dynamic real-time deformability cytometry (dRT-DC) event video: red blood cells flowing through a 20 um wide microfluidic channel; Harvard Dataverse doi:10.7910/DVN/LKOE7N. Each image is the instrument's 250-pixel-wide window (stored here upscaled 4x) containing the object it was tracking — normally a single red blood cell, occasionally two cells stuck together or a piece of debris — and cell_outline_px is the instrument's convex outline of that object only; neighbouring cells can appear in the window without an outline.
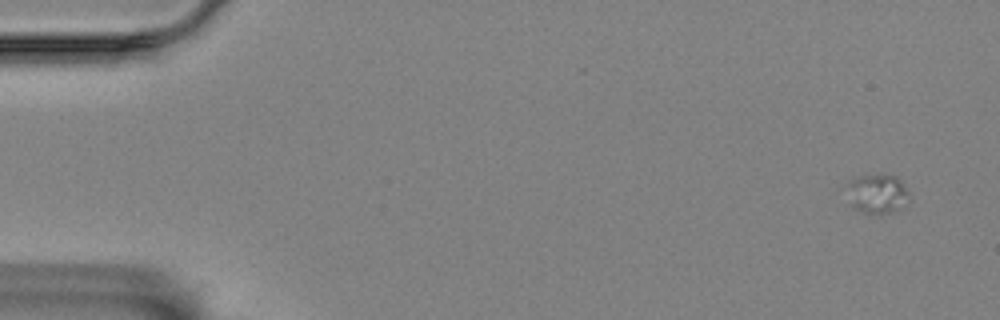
{"species": "Egyptian fruit bat (a non-hibernating species)", "species_latin": "Rousettus aegyptiacus", "temperature_condition": "room temperature", "stored_images_in_passage": 16, "segment_of_instrument_passage": [1, 2], "camera_frame_rate_fps": 3000, "um_per_image_px": 0.085, "animal": {"sex": "female"}, "frame": {"image": 1, "passage_image": 1, "time_ms": 0.0, "image_size_px": [1000, 320], "cell_outline_px": [[908, 192], [896, 208], [888, 212], [864, 212], [856, 208], [852, 204], [848, 184], [852, 180], [860, 176], [880, 172], [884, 172], [896, 176], [900, 180]], "centroid_in_image_um": [74.53, 16.36], "position_along_channel_um": 10.5, "area_um2": 13.29}}